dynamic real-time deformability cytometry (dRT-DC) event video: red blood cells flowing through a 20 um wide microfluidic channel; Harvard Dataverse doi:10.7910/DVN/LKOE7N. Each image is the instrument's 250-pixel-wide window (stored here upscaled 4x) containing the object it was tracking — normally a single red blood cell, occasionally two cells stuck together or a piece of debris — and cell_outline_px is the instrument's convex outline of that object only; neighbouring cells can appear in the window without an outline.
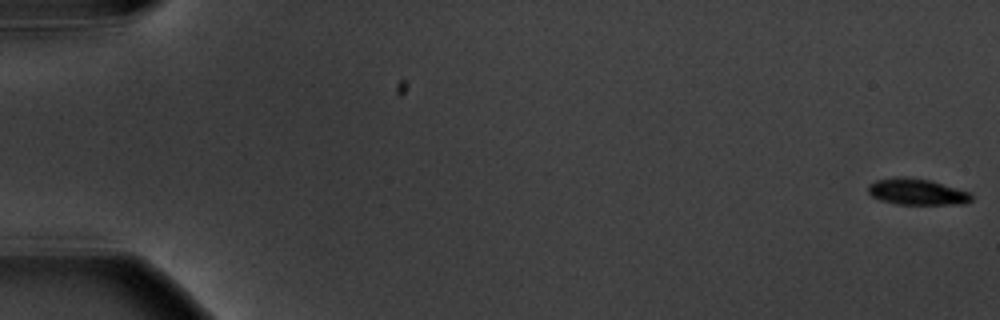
{"species": "common noctule bat (a hibernating species)", "species_latin": "Nyctalus noctula", "temperature_condition": "warm", "stored_images_in_passage": 6, "camera_frame_rate_fps": 3000, "um_per_image_px": 0.085, "animal": {"sex": "male", "body_mass_g": 20.1, "forearm_length_mm": 53.5}, "frame": {"image": 1, "passage_image": 1, "time_ms": 0.0, "image_size_px": [1000, 320], "cell_outline_px": [[972, 200], [964, 204], [896, 204], [880, 200], [872, 196], [868, 192], [868, 184], [876, 180], [896, 176], [904, 176], [928, 180], [972, 192]], "centroid_in_image_um": [77.94, 16.3], "position_along_channel_um": 7.1, "area_um2": 15.9}}